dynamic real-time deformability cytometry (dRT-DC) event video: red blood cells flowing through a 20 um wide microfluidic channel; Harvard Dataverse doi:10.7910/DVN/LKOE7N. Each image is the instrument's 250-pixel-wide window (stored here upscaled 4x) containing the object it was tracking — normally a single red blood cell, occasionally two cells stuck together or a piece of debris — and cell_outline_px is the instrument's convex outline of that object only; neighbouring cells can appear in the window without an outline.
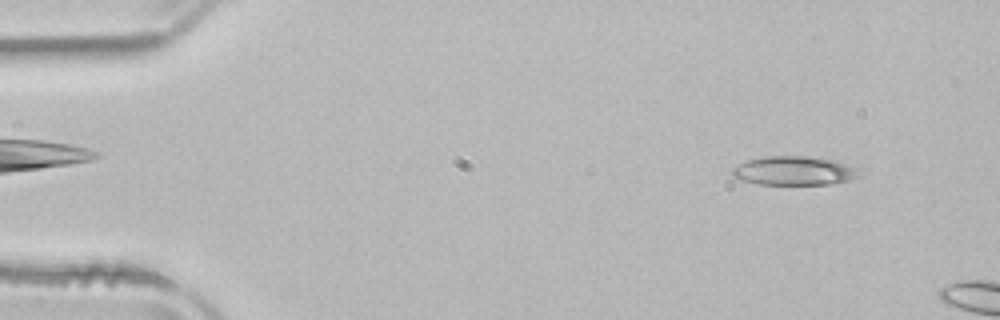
{"species": "common noctule bat (a hibernating species)", "species_latin": "Nyctalus noctula", "temperature_condition": "room temperature", "stored_images_in_passage": 2, "camera_frame_rate_fps": 3000, "um_per_image_px": 0.085, "animal": {"sex": "male", "body_mass_g": 21.5, "forearm_length_mm": 52.0}, "frame": {"image": 1, "passage_image": 1, "time_ms": 0.0, "image_size_px": [1000, 320], "cell_outline_px": [[864, 172], [860, 176], [848, 180], [828, 184], [756, 184], [740, 180], [732, 176], [732, 168], [748, 160], [764, 156], [804, 156], [836, 160], [856, 168]], "centroid_in_image_um": [67.51, 14.51], "position_along_channel_um": 17.5, "area_um2": 21.44}}